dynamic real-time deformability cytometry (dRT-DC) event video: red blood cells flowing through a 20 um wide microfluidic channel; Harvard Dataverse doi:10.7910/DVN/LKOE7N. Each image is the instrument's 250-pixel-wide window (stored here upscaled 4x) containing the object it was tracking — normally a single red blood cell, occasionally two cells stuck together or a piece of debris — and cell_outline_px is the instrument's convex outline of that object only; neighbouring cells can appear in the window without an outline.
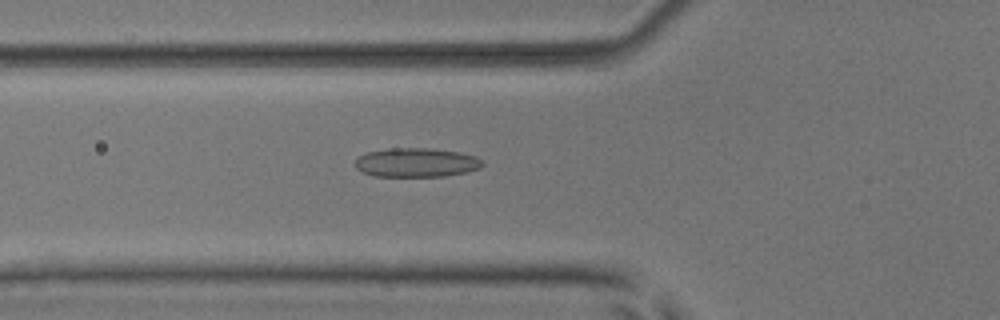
{"species": "common noctule bat (a hibernating species)", "species_latin": "Nyctalus noctula", "temperature_condition": "room temperature", "stored_images_in_passage": 48, "camera_frame_rate_fps": 3000, "um_per_image_px": 0.085, "animal": {"sex": "male", "body_mass_g": 17.9, "forearm_length_mm": 54.2}, "frame": {"image": 1, "passage_image": 16, "time_ms": 5.0, "image_size_px": [1000, 320], "cell_outline_px": [[484, 164], [480, 168], [464, 172], [444, 176], [376, 176], [364, 172], [356, 168], [356, 160], [360, 156], [368, 152], [388, 148], [432, 148], [460, 152], [476, 156]], "centroid_in_image_um": [35.41, 13.8], "position_along_channel_um": 90.4, "area_um2": 21.39}}
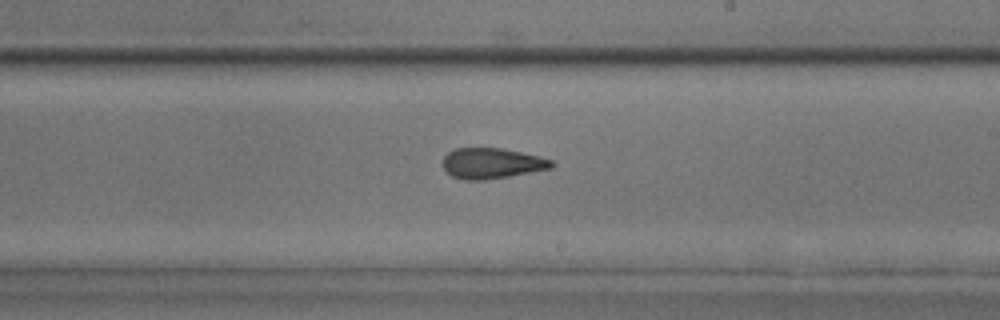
{"frame": {"image": 2, "passage_image": 28, "time_ms": 9.0, "image_size_px": [1000, 320], "cell_outline_px": [[556, 164], [552, 168], [508, 176], [484, 180], [464, 180], [452, 176], [444, 168], [444, 156], [448, 152], [456, 148], [500, 148], [540, 156], [552, 160]], "centroid_in_image_um": [41.82, 13.88], "position_along_channel_um": 247.2, "area_um2": 19.25}}
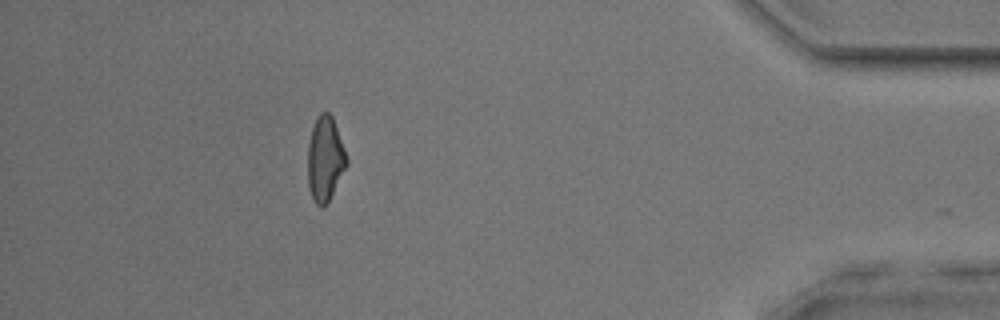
{"frame": {"image": 3, "passage_image": 44, "time_ms": 14.333, "image_size_px": [1000, 320], "cell_outline_px": [[348, 164], [328, 200], [320, 208], [312, 200], [308, 188], [308, 144], [312, 128], [316, 116], [320, 112], [328, 112], [332, 116], [344, 148], [348, 160]], "centroid_in_image_um": [27.61, 13.49], "position_along_channel_um": 407.6, "area_um2": 19.07}, "authors_computed_cell_mechanics": {"area_um2": 19.7387, "velocity_mm_per_s": 3.9237, "shape_relaxation_time_tau1_ms": 9.1447, "shape_relaxation_time_tau2_ms": 2.6801, "deformation_change_tau1": 0.159, "deformation_change_tau2": 0.1229}}